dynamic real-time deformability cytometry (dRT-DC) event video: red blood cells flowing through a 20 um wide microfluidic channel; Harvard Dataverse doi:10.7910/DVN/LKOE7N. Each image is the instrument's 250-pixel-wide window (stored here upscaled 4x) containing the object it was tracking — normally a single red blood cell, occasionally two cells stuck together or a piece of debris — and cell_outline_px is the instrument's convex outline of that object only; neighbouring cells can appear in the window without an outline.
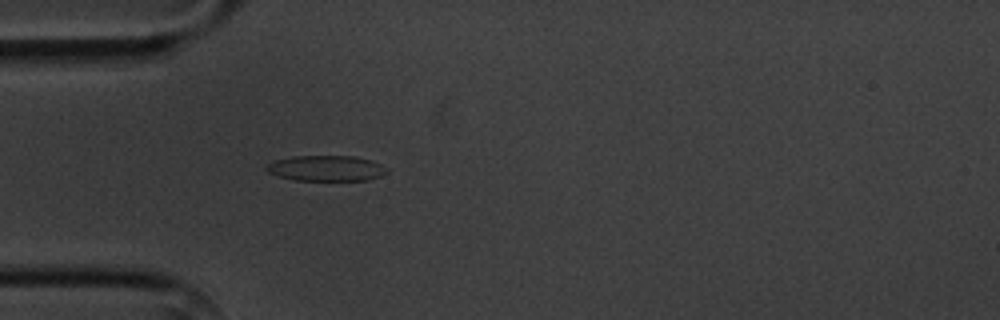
{"species": "common noctule bat (a hibernating species)", "species_latin": "Nyctalus noctula", "temperature_condition": "cold", "stored_images_in_passage": 3, "camera_frame_rate_fps": 3000, "um_per_image_px": 0.085, "animal": {"sex": "male", "body_mass_g": 20.1, "forearm_length_mm": 53.5}, "frame": {"image": 1, "passage_image": 3, "time_ms": 2.0, "image_size_px": [1000, 320], "cell_outline_px": [[388, 172], [380, 176], [368, 180], [296, 180], [280, 176], [268, 172], [264, 168], [272, 160], [292, 156], [356, 156], [380, 164], [388, 168]], "centroid_in_image_um": [27.71, 14.29], "position_along_channel_um": 57.3, "area_um2": 17.92}}